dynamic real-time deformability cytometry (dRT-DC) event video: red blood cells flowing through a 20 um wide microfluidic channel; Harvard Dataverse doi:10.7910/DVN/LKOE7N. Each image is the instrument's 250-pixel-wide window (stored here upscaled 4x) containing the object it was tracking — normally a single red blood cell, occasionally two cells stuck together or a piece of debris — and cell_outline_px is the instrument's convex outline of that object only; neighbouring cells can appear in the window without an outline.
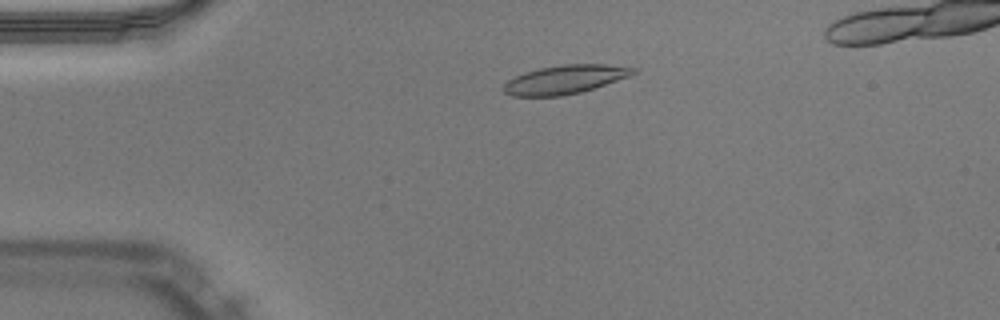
{"species": "Egyptian fruit bat (a non-hibernating species)", "species_latin": "Rousettus aegyptiacus", "temperature_condition": "warm", "stored_images_in_passage": 14, "camera_frame_rate_fps": 3000, "um_per_image_px": 0.085, "animal": {"sex": "male"}, "frame": {"image": 1, "passage_image": 7, "time_ms": 2.0, "image_size_px": [1000, 320], "cell_outline_px": [[640, 68], [636, 72], [628, 76], [580, 92], [560, 96], [512, 96], [504, 92], [504, 84], [508, 80], [524, 72], [540, 68], [564, 64], [604, 64]], "centroid_in_image_um": [48.01, 6.75], "position_along_channel_um": 37.0, "area_um2": 21.39}}